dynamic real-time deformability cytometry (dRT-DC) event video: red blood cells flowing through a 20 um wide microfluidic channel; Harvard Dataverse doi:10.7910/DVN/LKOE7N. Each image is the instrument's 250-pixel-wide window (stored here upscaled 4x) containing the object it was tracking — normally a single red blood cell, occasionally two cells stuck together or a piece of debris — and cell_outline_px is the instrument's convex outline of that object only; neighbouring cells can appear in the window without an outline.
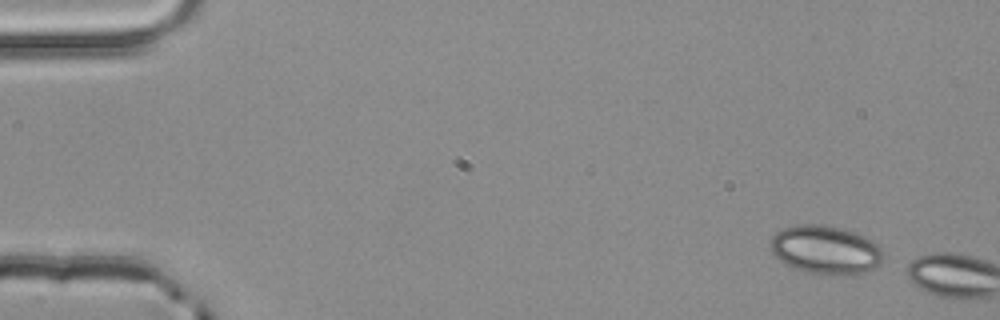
{"species": "common noctule bat (a hibernating species)", "species_latin": "Nyctalus noctula", "temperature_condition": "room temperature", "stored_images_in_passage": 2, "camera_frame_rate_fps": 3000, "um_per_image_px": 0.085, "animal": {"sex": "male", "body_mass_g": 20.4}, "frame": {"image": 1, "passage_image": 1, "time_ms": 0.0, "image_size_px": [1000, 320], "cell_outline_px": [[884, 260], [880, 264], [864, 272], [840, 276], [832, 276], [808, 272], [796, 268], [780, 260], [772, 252], [768, 244], [772, 236], [776, 232], [784, 228], [800, 224], [820, 224], [840, 228], [864, 236], [872, 240], [880, 248]], "centroid_in_image_um": [70.16, 21.24], "position_along_channel_um": 14.8, "area_um2": 31.85}}